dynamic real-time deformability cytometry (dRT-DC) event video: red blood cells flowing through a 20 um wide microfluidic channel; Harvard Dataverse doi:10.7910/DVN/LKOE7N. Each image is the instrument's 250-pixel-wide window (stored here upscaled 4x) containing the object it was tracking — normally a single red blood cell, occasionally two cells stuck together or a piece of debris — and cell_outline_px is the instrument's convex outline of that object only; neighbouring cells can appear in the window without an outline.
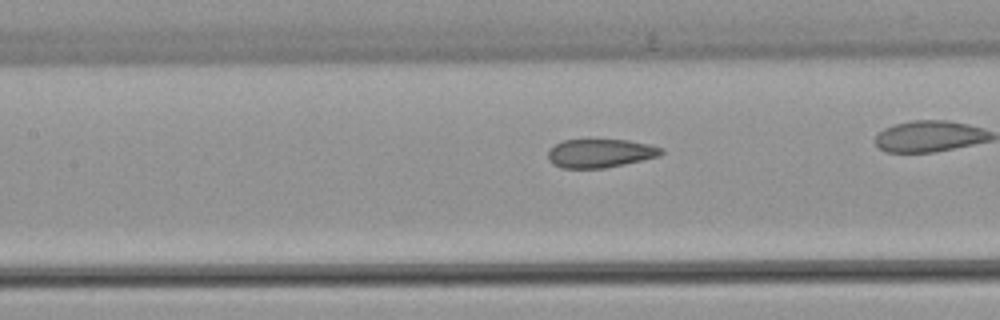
{"species": "common noctule bat (a hibernating species)", "species_latin": "Nyctalus noctula", "temperature_condition": "warm", "stored_images_in_passage": 40, "camera_frame_rate_fps": 3000, "um_per_image_px": 0.085, "animal": {"sex": "female", "body_mass_g": 22.7, "forearm_length_mm": 54.2}, "frame": {"image": 1, "passage_image": 23, "time_ms": 7.333, "image_size_px": [1000, 320], "cell_outline_px": [[664, 152], [660, 156], [604, 168], [560, 168], [552, 164], [548, 160], [548, 152], [556, 144], [564, 140], [628, 140], [648, 144], [664, 148]], "centroid_in_image_um": [51.02, 13.03], "position_along_channel_um": 156.4, "area_um2": 18.79}}